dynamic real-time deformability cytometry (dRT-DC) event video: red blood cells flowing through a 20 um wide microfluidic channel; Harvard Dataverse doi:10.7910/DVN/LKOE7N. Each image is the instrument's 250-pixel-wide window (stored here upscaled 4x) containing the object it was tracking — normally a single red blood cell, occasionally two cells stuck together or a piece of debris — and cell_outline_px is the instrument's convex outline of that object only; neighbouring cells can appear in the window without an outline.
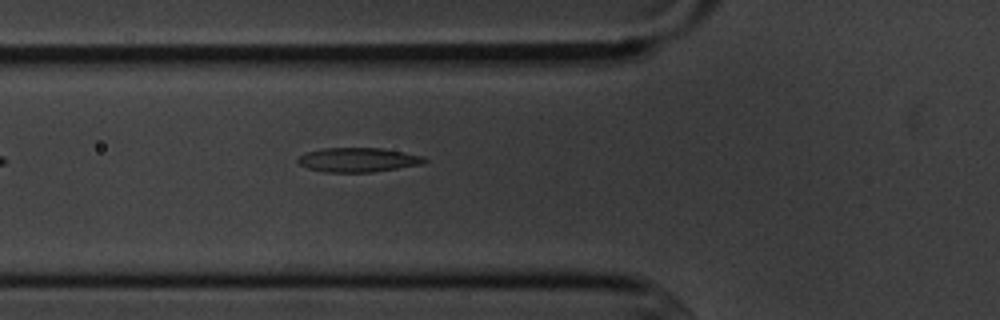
{"species": "common noctule bat (a hibernating species)", "species_latin": "Nyctalus noctula", "temperature_condition": "cold", "stored_images_in_passage": 2, "camera_frame_rate_fps": 3000, "um_per_image_px": 0.085, "animal": {"sex": "male", "body_mass_g": 20.1, "forearm_length_mm": 53.5}, "frame": {"image": 1, "passage_image": 2, "time_ms": 1.0, "image_size_px": [1000, 320], "cell_outline_px": [[428, 160], [424, 164], [372, 172], [324, 172], [308, 168], [300, 164], [296, 160], [304, 152], [324, 148], [380, 148], [404, 152], [424, 156]], "centroid_in_image_um": [30.45, 13.58], "position_along_channel_um": 95.4, "area_um2": 17.98}}